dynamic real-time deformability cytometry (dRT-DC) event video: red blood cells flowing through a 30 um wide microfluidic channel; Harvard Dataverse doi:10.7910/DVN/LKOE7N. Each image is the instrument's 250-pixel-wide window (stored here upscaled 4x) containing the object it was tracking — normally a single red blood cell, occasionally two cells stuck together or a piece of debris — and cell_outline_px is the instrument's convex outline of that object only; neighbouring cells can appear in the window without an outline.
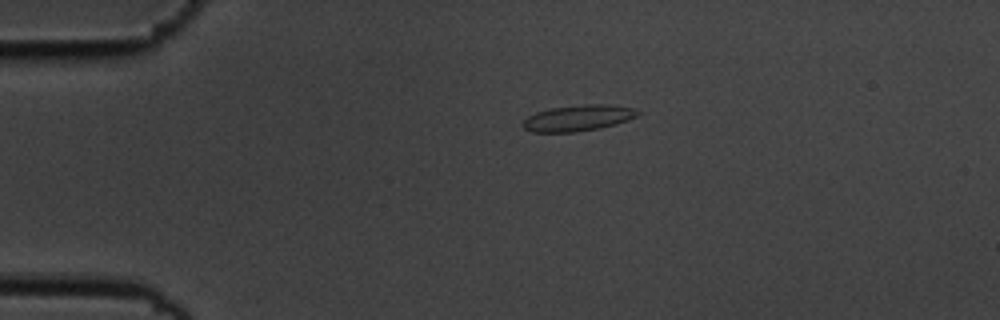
{"species": "common noctule bat (a hibernating species)", "species_latin": "Nyctalus noctula", "temperature_condition": "cold", "stored_images_in_passage": 44, "camera_frame_rate_fps": 3000, "um_per_image_px": 0.085, "animal": {"sex": "male", "body_mass_g": 19.5, "forearm_length_mm": 54.6}, "frame": {"image": 1, "passage_image": 1, "time_ms": 0.0, "image_size_px": [1000, 320], "cell_outline_px": [[640, 112], [636, 116], [628, 120], [616, 124], [600, 128], [576, 132], [532, 132], [524, 128], [520, 124], [528, 116], [536, 112], [552, 108], [584, 104], [608, 104], [632, 108]], "centroid_in_image_um": [49.11, 10.03], "position_along_channel_um": 35.9, "area_um2": 17.4}}
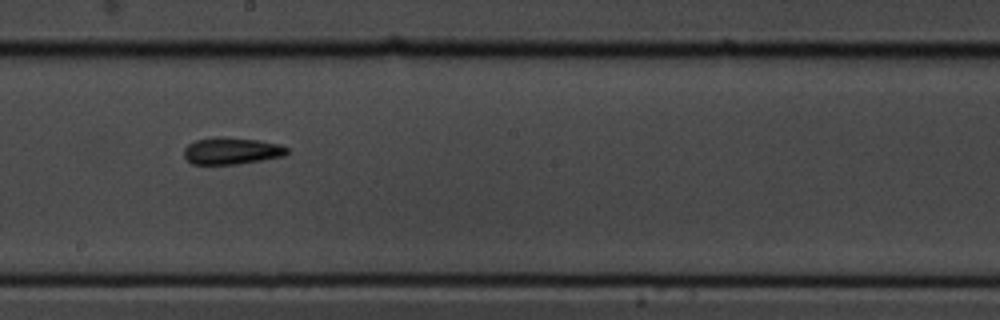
{"frame": {"image": 2, "passage_image": 20, "time_ms": 6.333, "image_size_px": [1000, 320], "cell_outline_px": [[288, 152], [284, 156], [236, 164], [192, 164], [184, 156], [184, 148], [188, 144], [196, 140], [216, 136], [220, 136], [256, 140], [280, 144], [288, 148]], "centroid_in_image_um": [19.66, 12.81], "position_along_channel_um": 228.5, "area_um2": 16.07}}
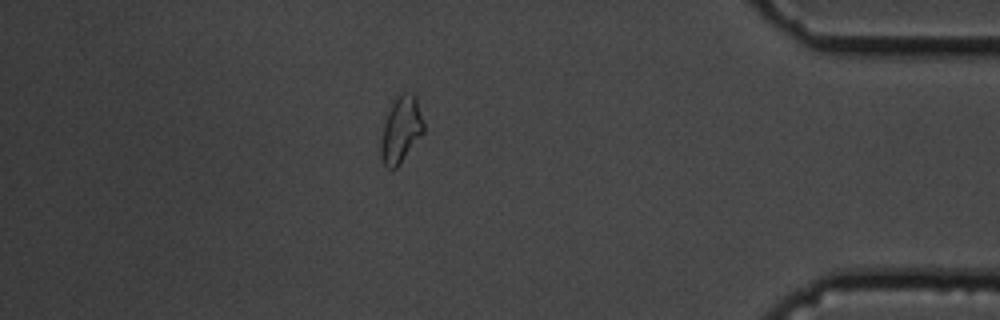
{"frame": {"image": 3, "passage_image": 37, "time_ms": 12.0, "image_size_px": [1000, 320], "cell_outline_px": [[424, 132], [400, 164], [392, 172], [384, 164], [380, 156], [380, 140], [384, 124], [388, 112], [396, 96], [404, 92], [416, 92], [424, 124]], "centroid_in_image_um": [34.09, 11.01], "position_along_channel_um": 401.1, "area_um2": 16.82}, "authors_computed_cell_mechanics": {"area_um2": 16.2129, "velocity_mm_per_s": 3.6794, "shape_relaxation_time_tau1_ms": null, "shape_relaxation_time_tau2_ms": 6.5643, "deformation_change_tau1": null, "deformation_change_tau2": 0.1287}}